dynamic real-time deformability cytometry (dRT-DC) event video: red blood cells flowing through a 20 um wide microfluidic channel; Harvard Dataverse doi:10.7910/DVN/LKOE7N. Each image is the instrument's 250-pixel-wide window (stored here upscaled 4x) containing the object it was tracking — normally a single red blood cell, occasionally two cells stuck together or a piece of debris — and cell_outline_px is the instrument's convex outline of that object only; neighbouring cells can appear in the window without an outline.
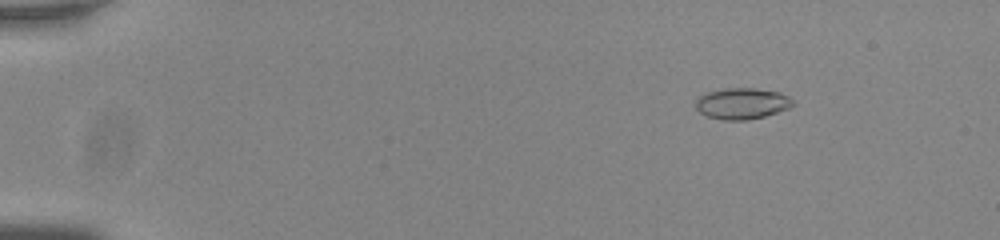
{"species": "common noctule bat (a hibernating species)", "species_latin": "Nyctalus noctula", "temperature_condition": "room temperature", "stored_images_in_passage": 52, "camera_frame_rate_fps": 3000, "um_per_image_px": 0.085, "animal": {"sex": "male", "body_mass_g": 20.0, "forearm_length_mm": 53.3}, "frame": {"image": 1, "passage_image": 4, "time_ms": 1.0, "image_size_px": [1000, 240], "cell_outline_px": [[796, 104], [788, 108], [764, 116], [748, 120], [724, 120], [708, 116], [700, 112], [696, 108], [696, 100], [704, 92], [724, 88], [756, 88], [780, 92], [788, 96]], "centroid_in_image_um": [63.07, 8.78], "position_along_channel_um": 21.9, "area_um2": 17.69}}
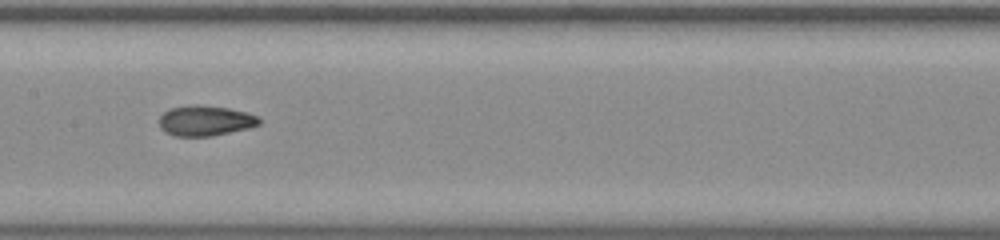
{"frame": {"image": 2, "passage_image": 26, "time_ms": 8.333, "image_size_px": [1000, 240], "cell_outline_px": [[260, 124], [248, 128], [208, 136], [176, 136], [160, 128], [160, 116], [164, 112], [172, 108], [196, 104], [228, 108], [248, 112], [256, 116], [260, 120]], "centroid_in_image_um": [17.46, 10.25], "position_along_channel_um": 189.9, "area_um2": 17.34}}
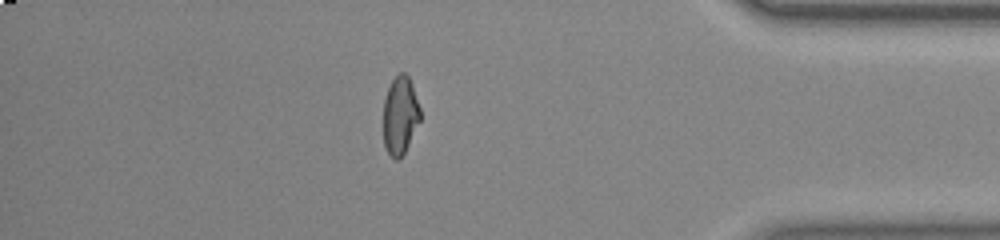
{"frame": {"image": 3, "passage_image": 45, "time_ms": 14.667, "image_size_px": [1000, 240], "cell_outline_px": [[420, 120], [404, 152], [396, 160], [388, 152], [384, 144], [384, 100], [388, 88], [392, 80], [400, 72], [404, 72], [408, 76], [412, 84], [420, 108]], "centroid_in_image_um": [34.01, 9.77], "position_along_channel_um": 401.2, "area_um2": 16.42}, "authors_computed_cell_mechanics": {"area_um2": 17.2822, "velocity_mm_per_s": 3.7945, "shape_relaxation_time_tau1_ms": 10.636, "shape_relaxation_time_tau2_ms": 1.4592, "deformation_change_tau1": 0.2279, "deformation_change_tau2": 0.0615}}